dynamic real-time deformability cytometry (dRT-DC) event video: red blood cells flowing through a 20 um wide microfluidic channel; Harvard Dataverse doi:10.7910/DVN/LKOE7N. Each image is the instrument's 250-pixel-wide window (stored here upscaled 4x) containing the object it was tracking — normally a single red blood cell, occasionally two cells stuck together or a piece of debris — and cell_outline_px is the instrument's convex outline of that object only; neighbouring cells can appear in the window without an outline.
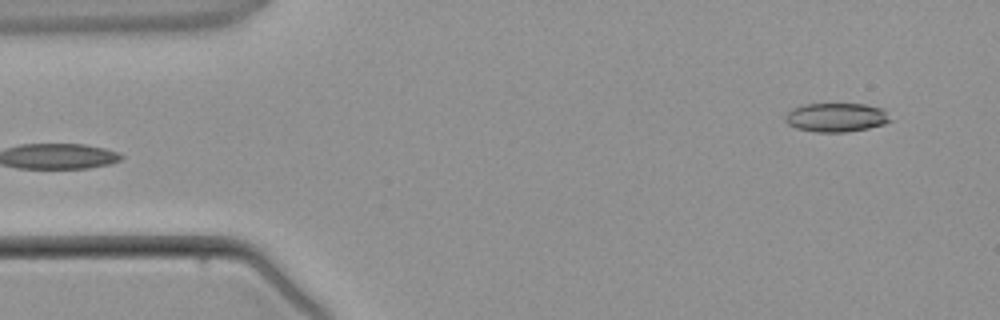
{"species": "common noctule bat (a hibernating species)", "species_latin": "Nyctalus noctula", "temperature_condition": "warm", "stored_images_in_passage": 4, "segment_of_instrument_passage": [2, 2], "camera_frame_rate_fps": 3000, "um_per_image_px": 0.085, "animal": {"sex": "male", "body_mass_g": 21.5, "forearm_length_mm": 52.0}, "frame": {"image": 1, "passage_image": 4, "time_ms": 3.667, "image_size_px": [1000, 320], "cell_outline_px": [[892, 120], [884, 124], [868, 128], [844, 132], [816, 132], [796, 128], [788, 124], [784, 120], [784, 116], [792, 108], [804, 104], [864, 104], [884, 108]], "centroid_in_image_um": [71.08, 9.97], "position_along_channel_um": 13.9, "area_um2": 17.8}}